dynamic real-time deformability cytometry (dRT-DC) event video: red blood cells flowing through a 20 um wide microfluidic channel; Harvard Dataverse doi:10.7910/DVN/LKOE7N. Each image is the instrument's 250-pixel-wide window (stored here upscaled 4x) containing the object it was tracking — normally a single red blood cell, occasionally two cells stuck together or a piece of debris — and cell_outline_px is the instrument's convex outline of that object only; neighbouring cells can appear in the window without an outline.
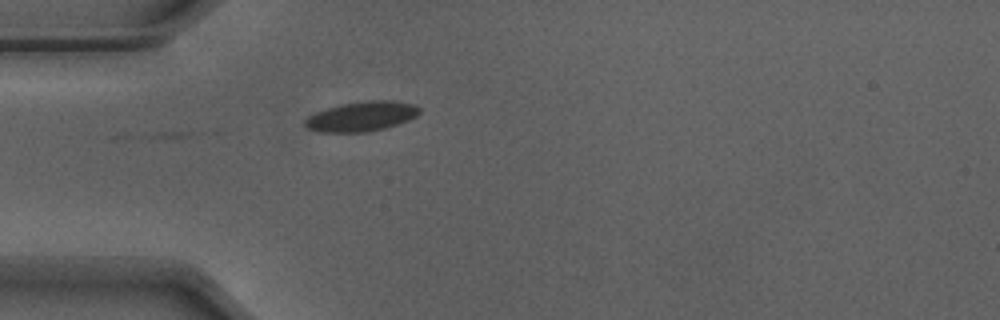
{"species": "Egyptian fruit bat (a non-hibernating species)", "species_latin": "Rousettus aegyptiacus", "temperature_condition": "warm", "stored_images_in_passage": 38, "camera_frame_rate_fps": 3000, "um_per_image_px": 0.085, "animal": {"sex": "male"}, "frame": {"image": 1, "passage_image": 1, "time_ms": 0.0, "image_size_px": [1000, 320], "cell_outline_px": [[420, 112], [416, 116], [408, 120], [384, 128], [364, 132], [320, 132], [308, 128], [304, 124], [304, 120], [308, 116], [316, 112], [340, 104], [368, 100], [396, 100], [412, 104], [420, 108]], "centroid_in_image_um": [30.73, 9.88], "position_along_channel_um": 54.3, "area_um2": 19.77}}
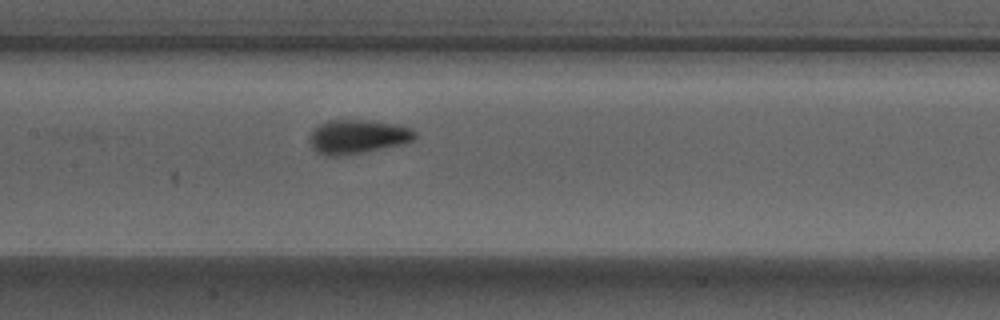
{"frame": {"image": 2, "passage_image": 11, "time_ms": 3.333, "image_size_px": [1000, 320], "cell_outline_px": [[416, 136], [412, 140], [404, 144], [344, 156], [324, 156], [316, 152], [312, 148], [308, 140], [308, 136], [312, 128], [324, 120], [372, 120], [396, 124], [412, 128], [416, 132]], "centroid_in_image_um": [30.34, 11.61], "position_along_channel_um": 177.1, "area_um2": 21.5}}
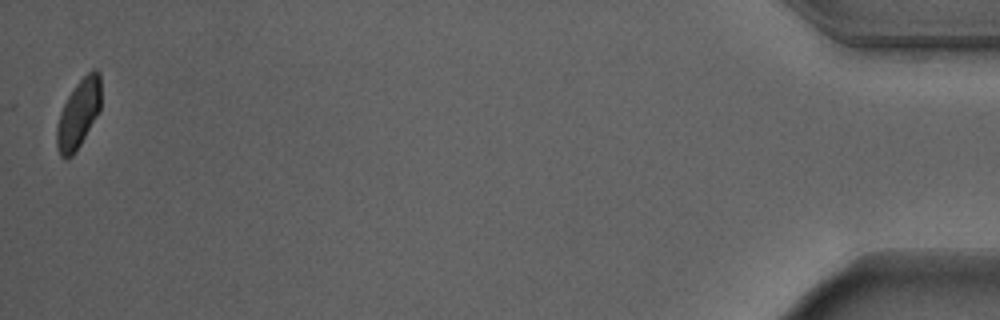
{"frame": {"image": 3, "passage_image": 38, "time_ms": 12.333, "image_size_px": [1000, 320], "cell_outline_px": [[100, 108], [96, 116], [76, 152], [72, 156], [64, 160], [60, 156], [56, 144], [56, 128], [60, 112], [68, 96], [76, 84], [92, 68], [96, 68], [100, 72]], "centroid_in_image_um": [6.66, 9.68], "position_along_channel_um": 428.5, "area_um2": 17.63}, "authors_computed_cell_mechanics": {"area_um2": 10.8086, "velocity_mm_per_s": 3.8898, "shape_relaxation_time_tau1_ms": 2.138, "shape_relaxation_time_tau2_ms": null, "deformation_change_tau1": 0.0954, "deformation_change_tau2": null}}